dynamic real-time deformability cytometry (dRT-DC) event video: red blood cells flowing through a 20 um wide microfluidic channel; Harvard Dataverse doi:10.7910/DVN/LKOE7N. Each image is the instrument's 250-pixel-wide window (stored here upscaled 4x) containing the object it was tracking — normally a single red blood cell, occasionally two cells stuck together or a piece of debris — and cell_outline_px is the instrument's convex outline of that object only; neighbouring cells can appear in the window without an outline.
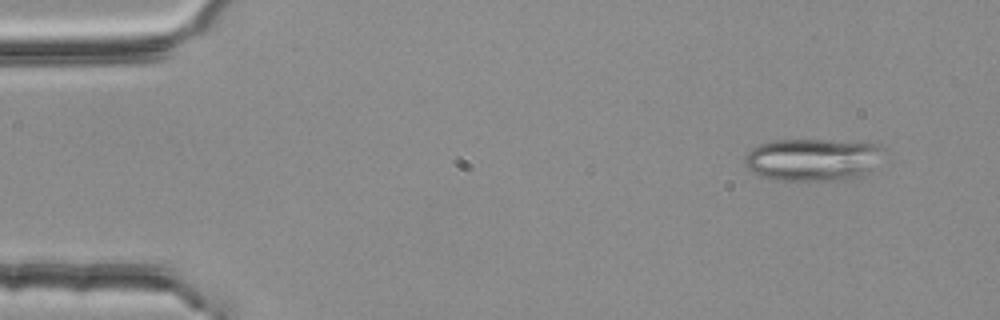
{"species": "common noctule bat (a hibernating species)", "species_latin": "Nyctalus noctula", "temperature_condition": "room temperature", "stored_images_in_passage": 5, "camera_frame_rate_fps": 3000, "um_per_image_px": 0.085, "animal": {"sex": "female", "body_mass_g": 25.1}, "frame": {"image": 1, "passage_image": 2, "time_ms": 0.333, "image_size_px": [1000, 320], "cell_outline_px": [[880, 144], [868, 168], [864, 172], [848, 180], [776, 180], [760, 176], [752, 172], [744, 164], [744, 156], [752, 148], [760, 144], [776, 140], [864, 140]], "centroid_in_image_um": [68.94, 13.54], "position_along_channel_um": 16.1, "area_um2": 33.7}}
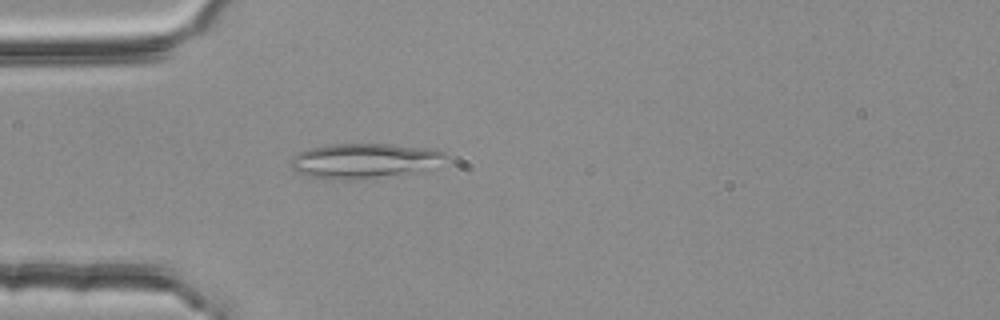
{"frame": {"image": 2, "passage_image": 5, "time_ms": 1.333, "image_size_px": [1000, 320], "cell_outline_px": [[448, 156], [444, 168], [400, 176], [360, 180], [344, 180], [308, 176], [296, 172], [288, 164], [288, 160], [296, 152], [308, 148], [336, 144], [392, 144], [432, 148], [444, 152]], "centroid_in_image_um": [31.11, 13.69], "position_along_channel_um": 53.9, "area_um2": 33.23}}